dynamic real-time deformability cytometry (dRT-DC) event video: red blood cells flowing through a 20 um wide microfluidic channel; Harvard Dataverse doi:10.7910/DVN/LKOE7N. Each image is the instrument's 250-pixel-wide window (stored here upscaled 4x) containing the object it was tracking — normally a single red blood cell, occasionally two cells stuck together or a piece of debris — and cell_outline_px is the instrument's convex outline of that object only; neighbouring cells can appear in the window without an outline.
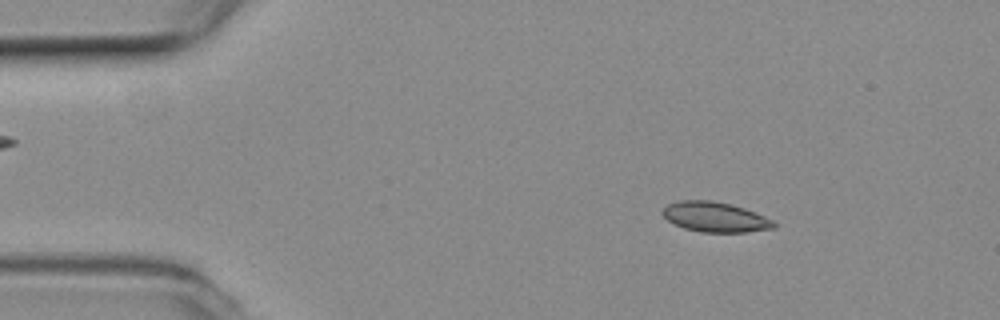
{"species": "common noctule bat (a hibernating species)", "species_latin": "Nyctalus noctula", "temperature_condition": "room temperature", "stored_images_in_passage": 41, "camera_frame_rate_fps": 3000, "um_per_image_px": 0.085, "animal": {"sex": "female", "body_mass_g": 19.3, "forearm_length_mm": 54.1}, "frame": {"image": 1, "passage_image": 3, "time_ms": 0.667, "image_size_px": [1000, 320], "cell_outline_px": [[776, 228], [744, 232], [700, 232], [684, 228], [668, 220], [660, 212], [668, 204], [680, 200], [712, 200], [732, 204], [744, 208], [764, 216], [772, 220], [776, 224]], "centroid_in_image_um": [60.78, 18.44], "position_along_channel_um": 24.2, "area_um2": 19.42}}
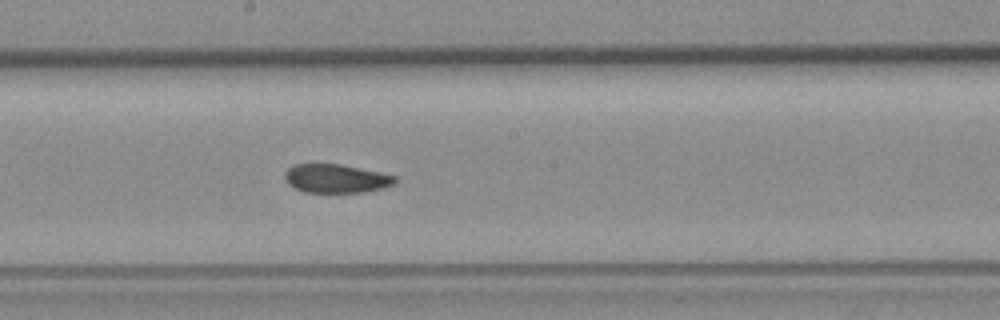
{"frame": {"image": 2, "passage_image": 24, "time_ms": 7.667, "image_size_px": [1000, 320], "cell_outline_px": [[396, 184], [384, 188], [364, 192], [304, 192], [292, 188], [284, 180], [284, 172], [288, 168], [296, 164], [340, 164], [380, 172], [396, 176]], "centroid_in_image_um": [28.55, 15.18], "position_along_channel_um": 219.7, "area_um2": 18.61}}
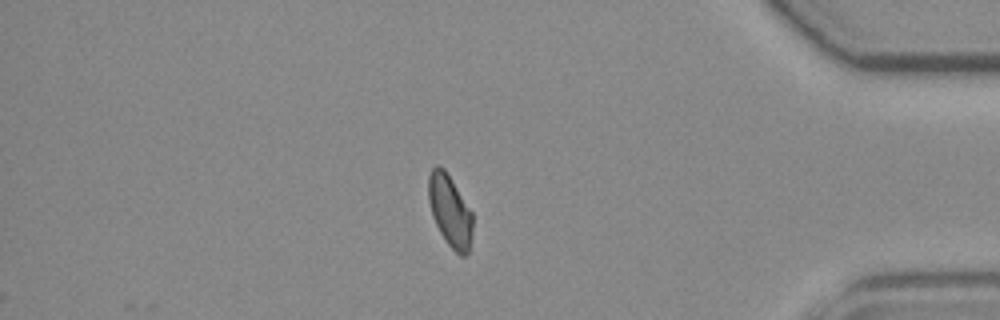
{"frame": {"image": 3, "passage_image": 41, "time_ms": 13.333, "image_size_px": [1000, 320], "cell_outline_px": [[472, 236], [468, 252], [464, 256], [460, 256], [448, 244], [440, 232], [432, 216], [428, 200], [428, 176], [432, 168], [436, 164], [444, 168], [472, 212]], "centroid_in_image_um": [38.23, 17.91], "position_along_channel_um": 397.0, "area_um2": 18.38}, "authors_computed_cell_mechanics": {"area_um2": 19.4786, "velocity_mm_per_s": 3.7835, "shape_relaxation_time_tau1_ms": 11.2277, "shape_relaxation_time_tau2_ms": 2.688, "deformation_change_tau1": 0.1656, "deformation_change_tau2": 0.0479}}